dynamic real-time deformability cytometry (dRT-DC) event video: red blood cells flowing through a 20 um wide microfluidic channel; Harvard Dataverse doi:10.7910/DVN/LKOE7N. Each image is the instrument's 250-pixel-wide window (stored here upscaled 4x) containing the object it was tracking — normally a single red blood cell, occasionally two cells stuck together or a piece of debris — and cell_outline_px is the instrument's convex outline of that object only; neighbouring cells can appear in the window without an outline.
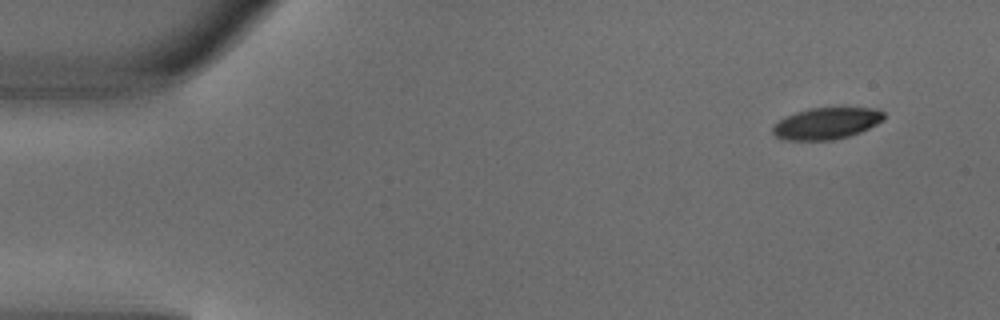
{"species": "common noctule bat (a hibernating species)", "species_latin": "Nyctalus noctula", "temperature_condition": "warm", "stored_images_in_passage": 4, "camera_frame_rate_fps": 3000, "um_per_image_px": 0.085, "animal": {"sex": "male", "body_mass_g": 18.8}, "frame": {"image": 1, "passage_image": 1, "time_ms": 0.0, "image_size_px": [1000, 320], "cell_outline_px": [[884, 120], [860, 132], [848, 136], [832, 140], [780, 140], [772, 132], [772, 128], [784, 116], [808, 108], [840, 104], [876, 108], [884, 112]], "centroid_in_image_um": [70.29, 10.42], "position_along_channel_um": 14.7, "area_um2": 21.44}}
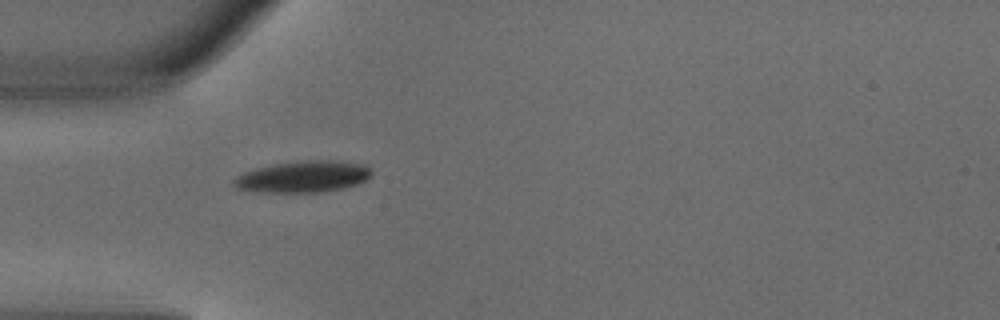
{"frame": {"image": 2, "passage_image": 4, "time_ms": 1.0, "image_size_px": [1000, 320], "cell_outline_px": [[372, 176], [368, 180], [344, 188], [316, 192], [260, 192], [236, 188], [232, 184], [232, 180], [236, 176], [244, 172], [256, 168], [276, 164], [304, 160], [340, 160], [364, 164], [372, 168]], "centroid_in_image_um": [25.81, 15.01], "position_along_channel_um": 59.2, "area_um2": 25.49}}